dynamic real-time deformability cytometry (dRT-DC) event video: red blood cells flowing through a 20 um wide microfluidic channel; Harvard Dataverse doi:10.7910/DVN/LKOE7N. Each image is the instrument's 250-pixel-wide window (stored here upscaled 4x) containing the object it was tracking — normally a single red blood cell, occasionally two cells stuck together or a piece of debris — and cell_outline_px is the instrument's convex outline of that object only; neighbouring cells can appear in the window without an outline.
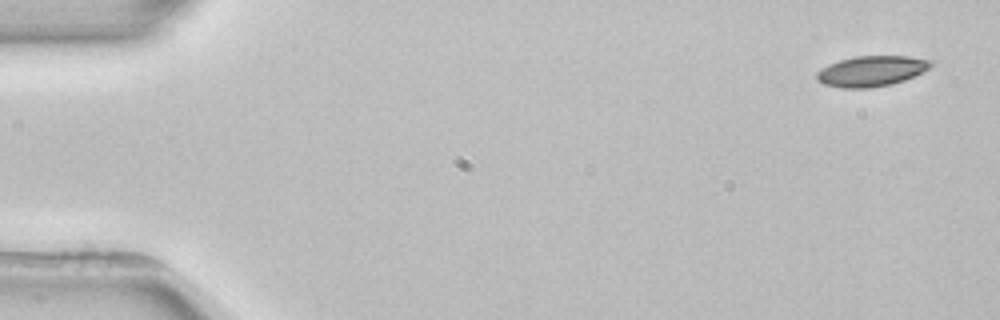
{"species": "common noctule bat (a hibernating species)", "species_latin": "Nyctalus noctula", "temperature_condition": "room temperature", "stored_images_in_passage": 3, "camera_frame_rate_fps": 3000, "um_per_image_px": 0.085, "animal": {"sex": "female", "body_mass_g": 22.7, "forearm_length_mm": 54.2}, "frame": {"image": 1, "passage_image": 1, "time_ms": 0.0, "image_size_px": [1000, 320], "cell_outline_px": [[932, 64], [928, 68], [904, 80], [892, 84], [872, 88], [840, 88], [824, 84], [816, 80], [816, 72], [820, 68], [828, 64], [840, 60], [856, 56], [908, 56], [932, 60]], "centroid_in_image_um": [74.01, 6.05], "position_along_channel_um": 11.0, "area_um2": 20.29}}